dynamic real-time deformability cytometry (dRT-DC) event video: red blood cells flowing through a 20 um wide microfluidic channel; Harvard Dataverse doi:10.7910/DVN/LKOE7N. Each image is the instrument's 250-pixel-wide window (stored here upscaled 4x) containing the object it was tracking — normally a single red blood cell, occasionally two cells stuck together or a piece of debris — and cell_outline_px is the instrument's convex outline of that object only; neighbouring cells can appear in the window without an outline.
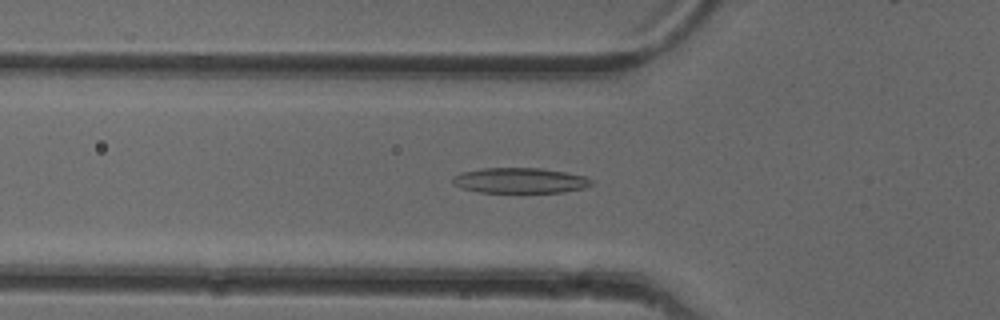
{"species": "common noctule bat (a hibernating species)", "species_latin": "Nyctalus noctula", "temperature_condition": "cold", "stored_images_in_passage": 30, "camera_frame_rate_fps": 3000, "um_per_image_px": 0.085, "animal": {"sex": "female"}, "frame": {"image": 1, "passage_image": 7, "time_ms": 2.0, "image_size_px": [1000, 320], "cell_outline_px": [[592, 184], [584, 188], [564, 192], [480, 192], [460, 188], [452, 180], [452, 176], [460, 172], [480, 168], [540, 168], [564, 172], [584, 176], [592, 180]], "centroid_in_image_um": [44.17, 15.34], "position_along_channel_um": 81.6, "area_um2": 20.46}}
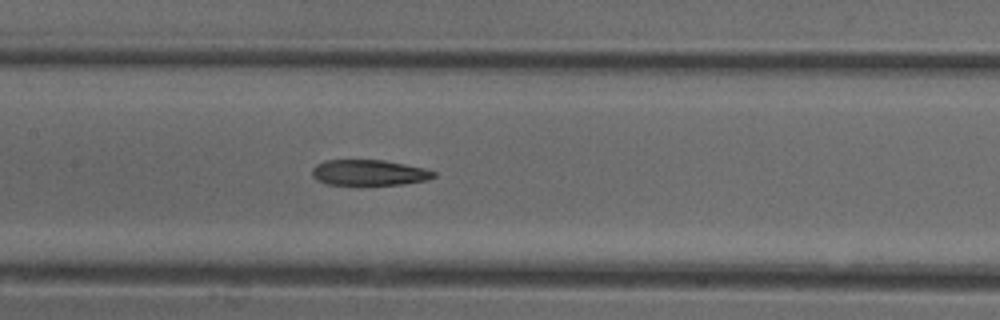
{"frame": {"image": 2, "passage_image": 14, "time_ms": 4.333, "image_size_px": [1000, 320], "cell_outline_px": [[436, 176], [428, 180], [404, 184], [328, 184], [316, 180], [312, 176], [312, 168], [316, 164], [324, 160], [384, 160], [424, 168], [436, 172]], "centroid_in_image_um": [31.36, 14.66], "position_along_channel_um": 176.0, "area_um2": 18.15}}
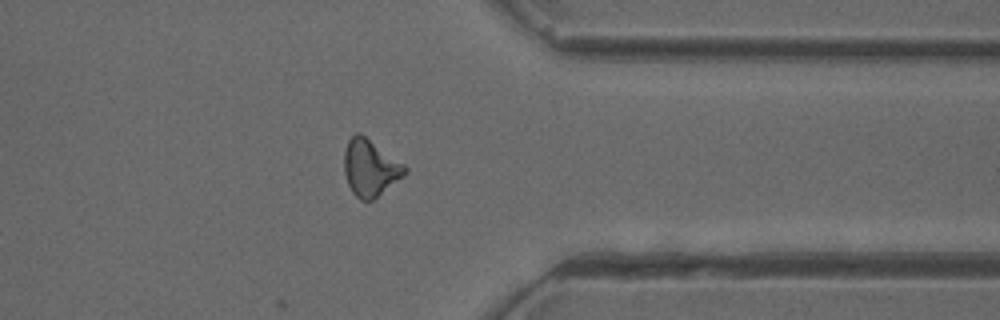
{"frame": {"image": 3, "passage_image": 30, "time_ms": 9.667, "image_size_px": [1000, 320], "cell_outline_px": [[408, 172], [372, 200], [360, 200], [352, 192], [348, 184], [344, 172], [344, 152], [348, 140], [356, 132], [360, 132], [404, 164], [408, 168]], "centroid_in_image_um": [31.45, 14.25], "position_along_channel_um": 379.9, "area_um2": 19.88}}